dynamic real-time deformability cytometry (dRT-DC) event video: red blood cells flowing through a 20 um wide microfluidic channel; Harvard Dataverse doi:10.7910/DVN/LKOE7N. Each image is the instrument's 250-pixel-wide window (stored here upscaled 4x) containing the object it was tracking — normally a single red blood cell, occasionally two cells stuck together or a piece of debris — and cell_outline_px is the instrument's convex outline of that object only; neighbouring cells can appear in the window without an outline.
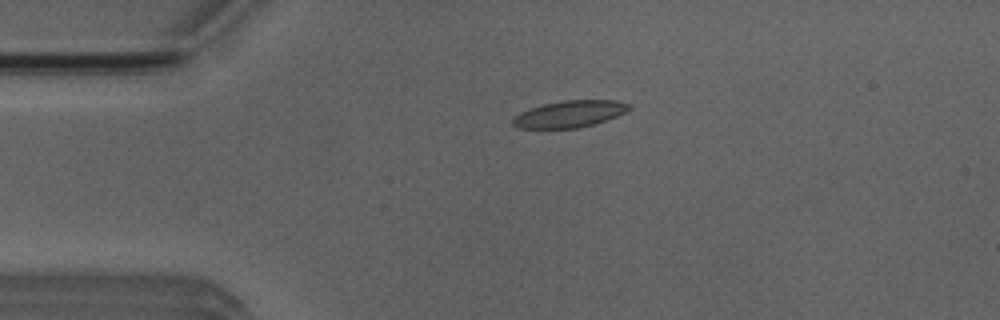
{"species": "Egyptian fruit bat (a non-hibernating species)", "species_latin": "Rousettus aegyptiacus", "temperature_condition": "room temperature", "stored_images_in_passage": 3, "camera_frame_rate_fps": 3000, "um_per_image_px": 0.085, "animal": {"sex": "male"}, "frame": {"image": 1, "passage_image": 2, "time_ms": 1.0, "image_size_px": [1000, 320], "cell_outline_px": [[632, 108], [616, 116], [580, 128], [516, 128], [512, 124], [512, 120], [520, 112], [544, 104], [560, 100], [616, 100], [632, 104]], "centroid_in_image_um": [48.43, 9.68], "position_along_channel_um": 36.6, "area_um2": 18.03}}